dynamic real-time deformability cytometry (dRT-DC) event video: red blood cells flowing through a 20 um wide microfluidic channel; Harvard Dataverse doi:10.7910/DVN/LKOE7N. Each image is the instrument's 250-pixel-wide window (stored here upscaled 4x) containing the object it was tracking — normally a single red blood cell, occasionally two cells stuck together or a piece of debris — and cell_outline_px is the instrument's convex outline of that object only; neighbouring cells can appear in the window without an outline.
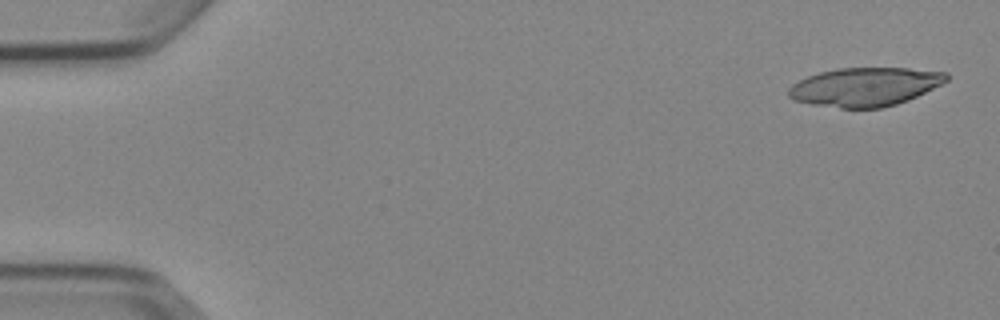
{"species": "Egyptian fruit bat (a non-hibernating species)", "species_latin": "Rousettus aegyptiacus", "temperature_condition": "cold", "stored_images_in_passage": 5, "camera_frame_rate_fps": 3000, "um_per_image_px": 0.085, "animal": {"sex": "female"}, "frame": {"image": 1, "passage_image": 1, "time_ms": 0.0, "image_size_px": [1000, 320], "cell_outline_px": [[948, 80], [908, 100], [896, 104], [880, 108], [840, 108], [812, 104], [792, 100], [788, 96], [788, 88], [792, 84], [808, 76], [820, 72], [836, 68], [908, 68], [948, 72]], "centroid_in_image_um": [73.49, 7.38], "position_along_channel_um": 11.5, "area_um2": 35.49}}